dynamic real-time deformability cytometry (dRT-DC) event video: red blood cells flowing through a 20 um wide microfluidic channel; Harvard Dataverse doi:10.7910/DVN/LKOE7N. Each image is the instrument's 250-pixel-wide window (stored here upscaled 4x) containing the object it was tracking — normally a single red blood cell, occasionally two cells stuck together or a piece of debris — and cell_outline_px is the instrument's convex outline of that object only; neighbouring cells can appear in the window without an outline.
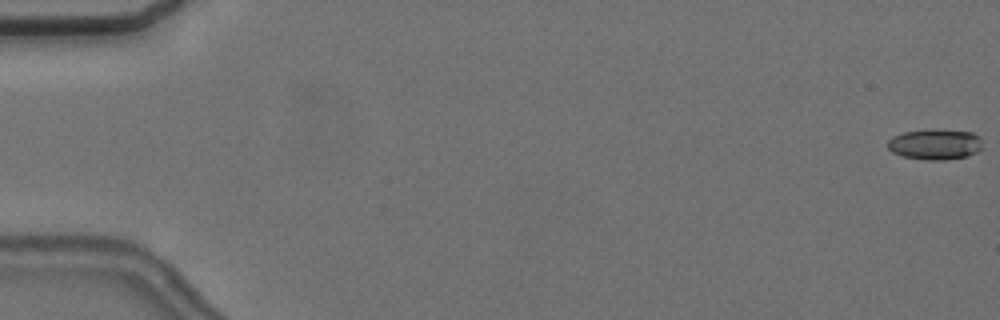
{"species": "common noctule bat (a hibernating species)", "species_latin": "Nyctalus noctula", "temperature_condition": "cold", "stored_images_in_passage": 58, "camera_frame_rate_fps": 3000, "um_per_image_px": 0.085, "animal": {"sex": "female", "body_mass_g": 24.6, "forearm_length_mm": 56.2}, "frame": {"image": 1, "passage_image": 1, "time_ms": 0.0, "image_size_px": [1000, 320], "cell_outline_px": [[984, 148], [968, 156], [944, 160], [928, 160], [900, 156], [892, 152], [888, 148], [888, 140], [892, 136], [904, 132], [972, 132], [980, 136]], "centroid_in_image_um": [79.5, 12.32], "position_along_channel_um": 5.5, "area_um2": 16.36}}
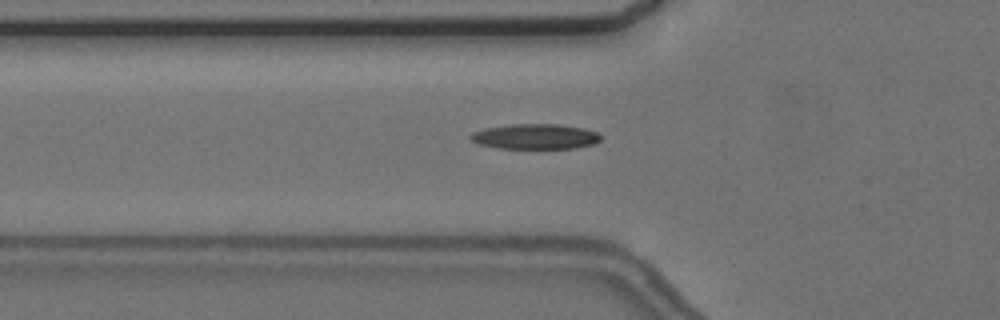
{"frame": {"image": 2, "passage_image": 21, "time_ms": 6.667, "image_size_px": [1000, 320], "cell_outline_px": [[600, 140], [596, 144], [576, 148], [496, 148], [476, 144], [468, 136], [472, 132], [484, 128], [508, 124], [556, 124], [584, 128], [596, 132], [600, 136]], "centroid_in_image_um": [45.46, 11.6], "position_along_channel_um": 80.3, "area_um2": 19.31}}
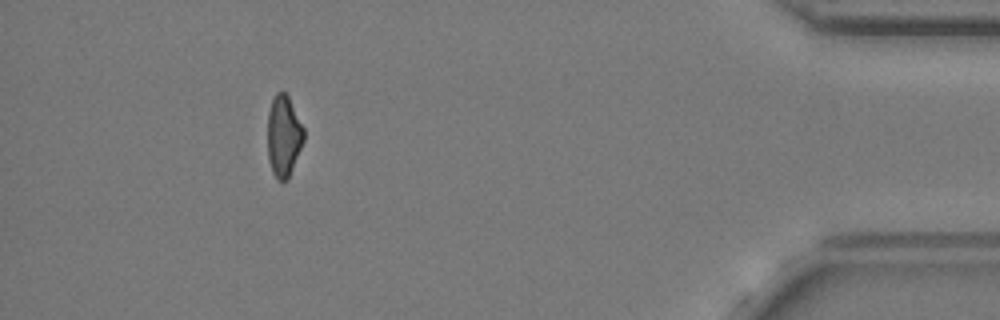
{"frame": {"image": 3, "passage_image": 53, "time_ms": 17.333, "image_size_px": [1000, 320], "cell_outline_px": [[304, 140], [288, 180], [276, 180], [272, 172], [268, 160], [268, 112], [272, 100], [276, 92], [284, 92], [288, 96], [304, 128]], "centroid_in_image_um": [24.11, 11.59], "position_along_channel_um": 411.1, "area_um2": 17.17}, "authors_computed_cell_mechanics": {"area_um2": 18.207, "velocity_mm_per_s": 3.6297, "shape_relaxation_time_tau1_ms": 10.3052, "shape_relaxation_time_tau2_ms": 8.3349, "deformation_change_tau1": 0.2351, "deformation_change_tau2": 0.1733}}